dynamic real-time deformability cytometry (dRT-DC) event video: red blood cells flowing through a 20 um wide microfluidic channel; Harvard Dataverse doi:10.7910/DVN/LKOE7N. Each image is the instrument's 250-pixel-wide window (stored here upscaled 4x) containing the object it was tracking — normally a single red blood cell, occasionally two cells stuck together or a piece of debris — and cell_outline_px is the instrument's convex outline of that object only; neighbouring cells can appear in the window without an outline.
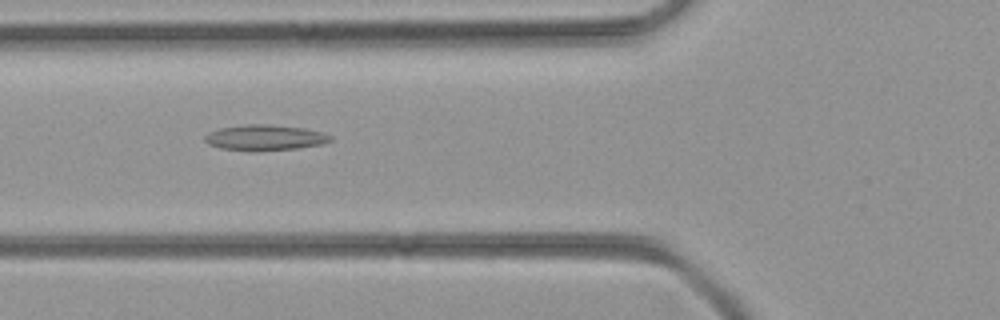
{"species": "common noctule bat (a hibernating species)", "species_latin": "Nyctalus noctula", "temperature_condition": "room temperature", "stored_images_in_passage": 33, "camera_frame_rate_fps": 3000, "um_per_image_px": 0.085, "animal": {"sex": "female", "body_mass_g": 21.9}, "frame": {"image": 1, "passage_image": 3, "time_ms": 0.667, "image_size_px": [1000, 320], "cell_outline_px": [[332, 140], [324, 144], [296, 148], [220, 148], [208, 144], [204, 140], [204, 136], [208, 132], [220, 128], [248, 124], [264, 124], [304, 128], [320, 132], [332, 136]], "centroid_in_image_um": [22.53, 11.65], "position_along_channel_um": 103.3, "area_um2": 17.74}}
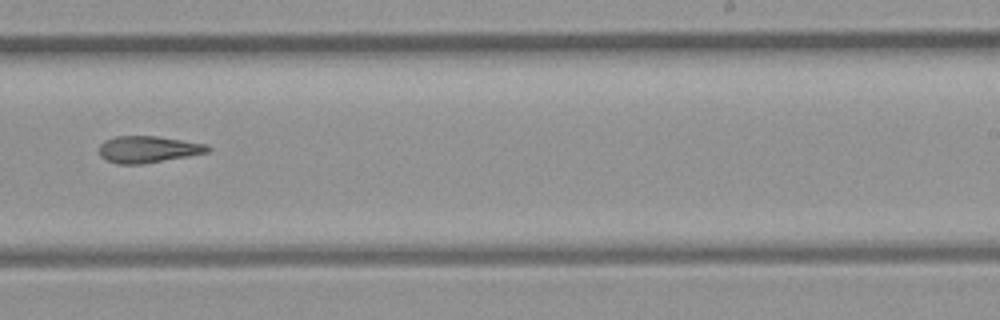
{"frame": {"image": 2, "passage_image": 15, "time_ms": 4.667, "image_size_px": [1000, 320], "cell_outline_px": [[212, 148], [208, 152], [188, 156], [140, 164], [116, 164], [100, 156], [100, 144], [104, 140], [116, 136], [156, 136], [208, 144]], "centroid_in_image_um": [12.59, 12.68], "position_along_channel_um": 276.4, "area_um2": 16.82}}
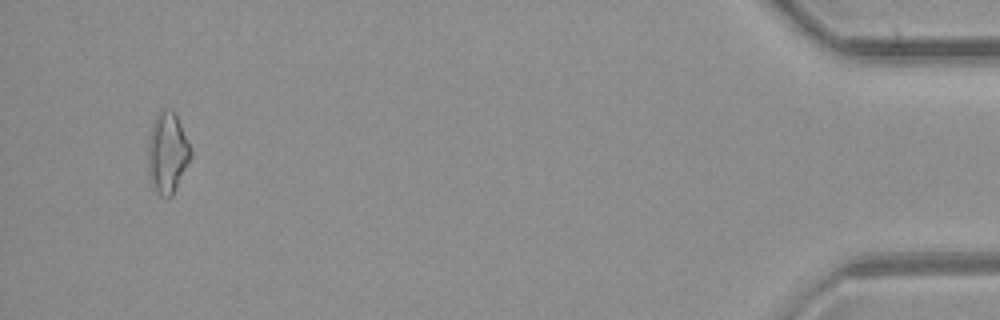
{"frame": {"image": 3, "passage_image": 31, "time_ms": 10.0, "image_size_px": [1000, 320], "cell_outline_px": [[192, 156], [172, 196], [160, 196], [156, 192], [152, 184], [148, 164], [148, 144], [152, 124], [160, 108], [172, 108], [176, 112], [192, 152]], "centroid_in_image_um": [14.24, 12.93], "position_along_channel_um": 421.0, "area_um2": 20.11}}